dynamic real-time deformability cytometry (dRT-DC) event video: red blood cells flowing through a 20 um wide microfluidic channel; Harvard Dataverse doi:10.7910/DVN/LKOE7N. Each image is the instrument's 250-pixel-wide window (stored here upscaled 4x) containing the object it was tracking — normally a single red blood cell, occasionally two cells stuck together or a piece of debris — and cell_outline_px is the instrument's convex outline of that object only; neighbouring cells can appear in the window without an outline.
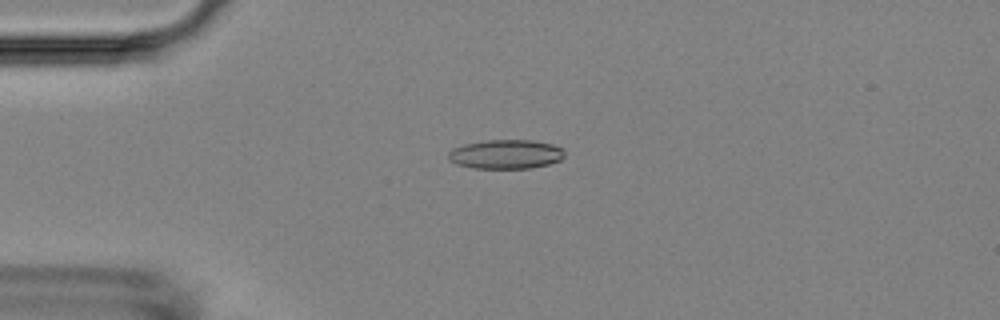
{"species": "Egyptian fruit bat (a non-hibernating species)", "species_latin": "Rousettus aegyptiacus", "temperature_condition": "room temperature", "stored_images_in_passage": 53, "camera_frame_rate_fps": 3000, "um_per_image_px": 0.085, "animal": {"sex": "female"}, "frame": {"image": 1, "passage_image": 14, "time_ms": 4.333, "image_size_px": [1000, 320], "cell_outline_px": [[564, 156], [560, 160], [548, 164], [532, 168], [472, 168], [456, 164], [448, 160], [448, 152], [452, 148], [464, 144], [484, 140], [532, 140], [552, 144], [564, 148]], "centroid_in_image_um": [42.98, 13.1], "position_along_channel_um": 42.0, "area_um2": 19.94}}
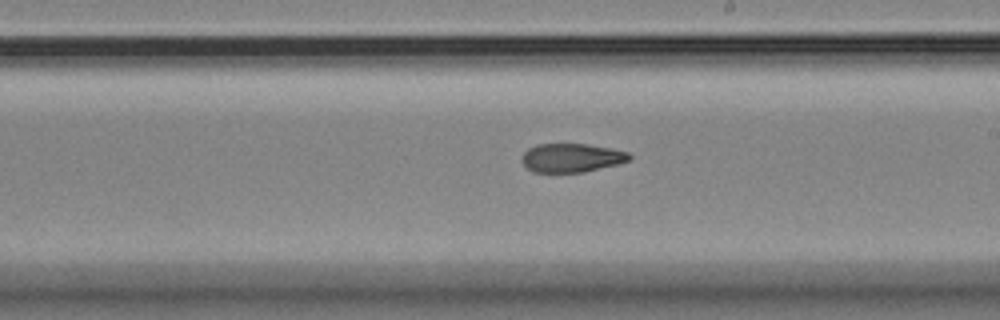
{"frame": {"image": 2, "passage_image": 32, "time_ms": 10.333, "image_size_px": [1000, 320], "cell_outline_px": [[632, 156], [628, 160], [616, 164], [584, 172], [532, 172], [520, 160], [520, 156], [528, 148], [536, 144], [588, 144], [612, 148], [628, 152]], "centroid_in_image_um": [48.54, 13.4], "position_along_channel_um": 240.5, "area_um2": 18.03}}
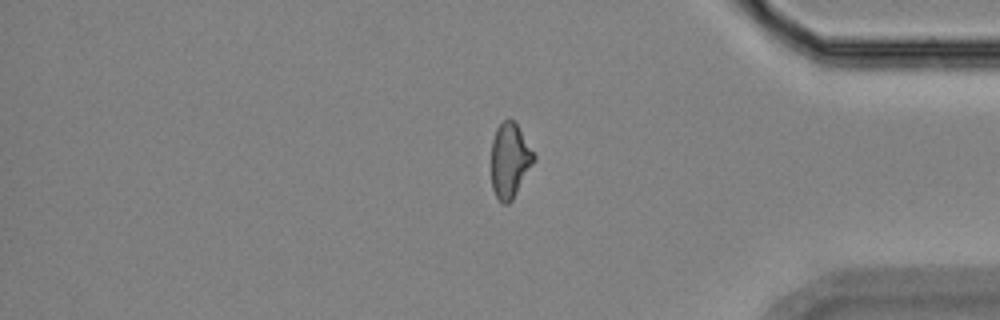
{"frame": {"image": 3, "passage_image": 46, "time_ms": 15.0, "image_size_px": [1000, 320], "cell_outline_px": [[536, 160], [512, 200], [508, 204], [504, 204], [496, 196], [492, 188], [492, 140], [496, 128], [508, 116], [516, 124], [536, 156]], "centroid_in_image_um": [43.34, 13.63], "position_along_channel_um": 391.9, "area_um2": 18.44}}